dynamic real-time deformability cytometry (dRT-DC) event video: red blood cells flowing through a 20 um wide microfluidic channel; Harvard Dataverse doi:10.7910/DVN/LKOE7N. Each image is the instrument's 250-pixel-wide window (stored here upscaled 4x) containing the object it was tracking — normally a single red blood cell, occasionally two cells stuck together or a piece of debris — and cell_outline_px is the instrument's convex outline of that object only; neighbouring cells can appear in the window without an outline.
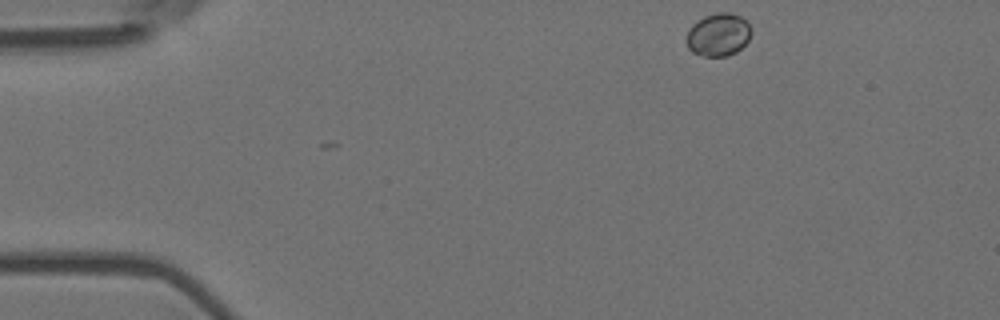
{"species": "Egyptian fruit bat (a non-hibernating species)", "species_latin": "Rousettus aegyptiacus", "temperature_condition": "room temperature", "stored_images_in_passage": 3, "camera_frame_rate_fps": 3000, "um_per_image_px": 0.085, "animal": {"sex": "female"}, "frame": {"image": 1, "passage_image": 1, "time_ms": 0.0, "image_size_px": [1000, 320], "cell_outline_px": [[752, 32], [748, 40], [736, 52], [728, 56], [704, 56], [692, 52], [688, 48], [684, 40], [692, 24], [704, 16], [716, 12], [728, 12], [740, 16], [748, 20], [752, 28]], "centroid_in_image_um": [61.06, 2.94], "position_along_channel_um": 23.9, "area_um2": 16.47}}